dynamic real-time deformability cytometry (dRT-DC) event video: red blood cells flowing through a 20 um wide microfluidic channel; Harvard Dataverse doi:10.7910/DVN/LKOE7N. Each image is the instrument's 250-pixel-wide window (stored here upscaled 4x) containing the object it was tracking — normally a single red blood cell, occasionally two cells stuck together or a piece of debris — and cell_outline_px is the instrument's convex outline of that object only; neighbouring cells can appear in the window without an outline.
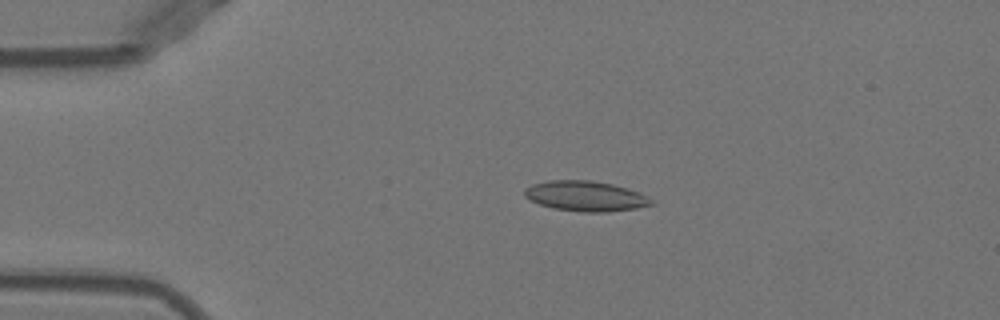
{"species": "Egyptian fruit bat (a non-hibernating species)", "species_latin": "Rousettus aegyptiacus", "temperature_condition": "warm", "stored_images_in_passage": 51, "camera_frame_rate_fps": 3000, "um_per_image_px": 0.085, "animal": {"sex": "female"}, "frame": {"image": 1, "passage_image": 11, "time_ms": 3.333, "image_size_px": [1000, 320], "cell_outline_px": [[652, 204], [636, 208], [608, 212], [580, 212], [552, 208], [528, 200], [524, 196], [524, 188], [532, 184], [548, 180], [592, 180], [612, 184], [628, 188], [640, 192], [648, 196], [652, 200]], "centroid_in_image_um": [49.74, 16.66], "position_along_channel_um": 35.3, "area_um2": 22.54}}
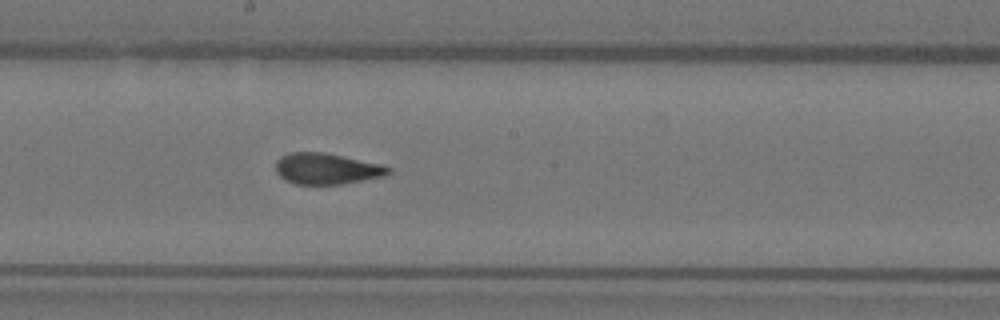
{"frame": {"image": 2, "passage_image": 28, "time_ms": 9.0, "image_size_px": [1000, 320], "cell_outline_px": [[392, 172], [384, 176], [340, 184], [296, 184], [284, 180], [276, 172], [276, 160], [280, 156], [288, 152], [324, 152], [380, 164], [392, 168]], "centroid_in_image_um": [27.74, 14.33], "position_along_channel_um": 220.5, "area_um2": 20.4}}
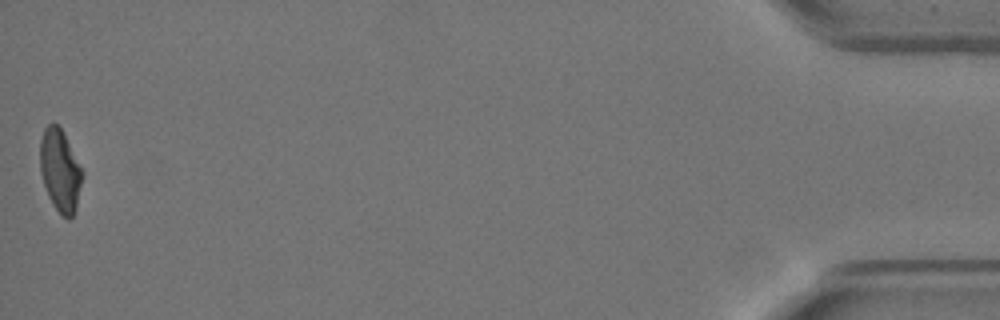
{"frame": {"image": 3, "passage_image": 51, "time_ms": 16.667, "image_size_px": [1000, 320], "cell_outline_px": [[84, 176], [76, 208], [72, 216], [68, 220], [52, 204], [48, 196], [40, 172], [40, 140], [44, 128], [52, 120], [60, 128], [84, 172]], "centroid_in_image_um": [5.11, 14.49], "position_along_channel_um": 430.1, "area_um2": 20.23}, "authors_computed_cell_mechanics": {"area_um2": 20.9236, "velocity_mm_per_s": 3.9695, "shape_relaxation_time_tau1_ms": null, "shape_relaxation_time_tau2_ms": 1.1931, "deformation_change_tau1": null, "deformation_change_tau2": 0.083}}